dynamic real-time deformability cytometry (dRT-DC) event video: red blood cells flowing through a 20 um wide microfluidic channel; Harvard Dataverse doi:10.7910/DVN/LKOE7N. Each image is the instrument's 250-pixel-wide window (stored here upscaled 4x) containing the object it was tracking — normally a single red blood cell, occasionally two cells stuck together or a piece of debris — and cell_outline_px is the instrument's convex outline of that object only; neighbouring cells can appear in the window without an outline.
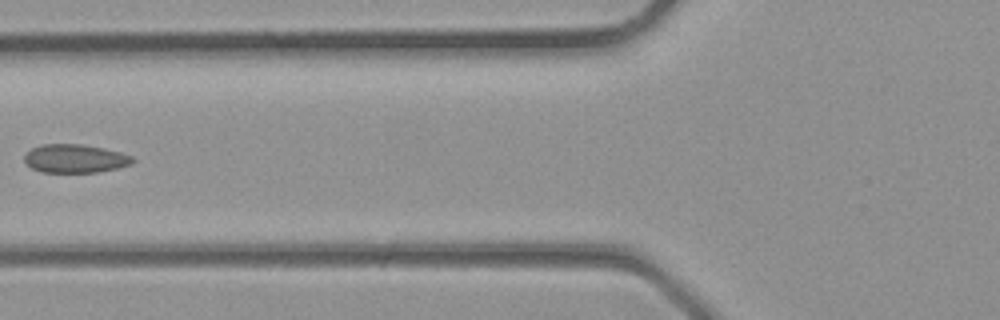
{"species": "common noctule bat (a hibernating species)", "species_latin": "Nyctalus noctula", "temperature_condition": "room temperature", "stored_images_in_passage": 2, "camera_frame_rate_fps": 3000, "um_per_image_px": 0.085, "animal": {"sex": "male", "body_mass_g": 23.1, "forearm_length_mm": 52.7}, "frame": {"image": 1, "passage_image": 2, "time_ms": 0.333, "image_size_px": [1000, 320], "cell_outline_px": [[136, 160], [132, 164], [116, 168], [96, 172], [40, 172], [32, 168], [24, 160], [24, 156], [32, 148], [40, 144], [80, 144], [104, 148], [120, 152], [132, 156]], "centroid_in_image_um": [6.39, 13.47], "position_along_channel_um": 119.4, "area_um2": 17.92}}